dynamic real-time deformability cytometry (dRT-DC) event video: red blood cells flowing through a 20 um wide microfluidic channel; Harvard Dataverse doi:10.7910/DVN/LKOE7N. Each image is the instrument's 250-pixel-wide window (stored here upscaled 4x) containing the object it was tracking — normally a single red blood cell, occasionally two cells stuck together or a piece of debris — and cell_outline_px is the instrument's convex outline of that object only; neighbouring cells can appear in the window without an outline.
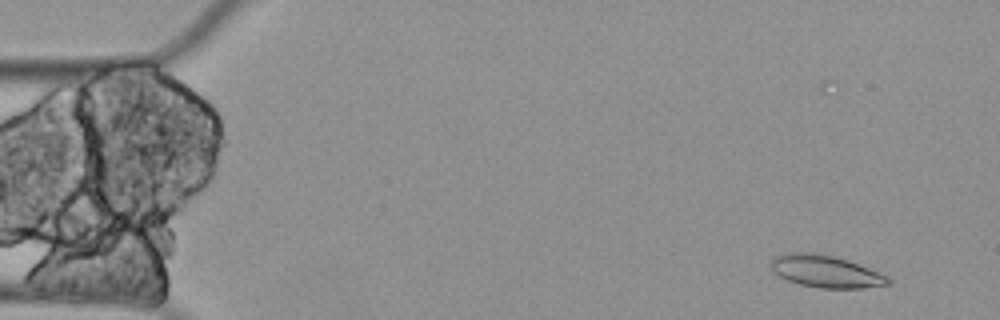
{"species": "Egyptian fruit bat (a non-hibernating species)", "species_latin": "Rousettus aegyptiacus", "temperature_condition": "cold", "stored_images_in_passage": 5, "camera_frame_rate_fps": 3000, "um_per_image_px": 0.085, "animal": {"sex": "female"}, "frame": {"image": 1, "passage_image": 2, "time_ms": 0.333, "image_size_px": [1000, 320], "cell_outline_px": [[892, 284], [864, 288], [820, 288], [800, 284], [788, 280], [772, 272], [768, 264], [776, 256], [784, 252], [812, 252], [832, 256], [848, 260], [888, 276], [892, 280]], "centroid_in_image_um": [70.17, 23.07], "position_along_channel_um": 14.8, "area_um2": 22.14}}
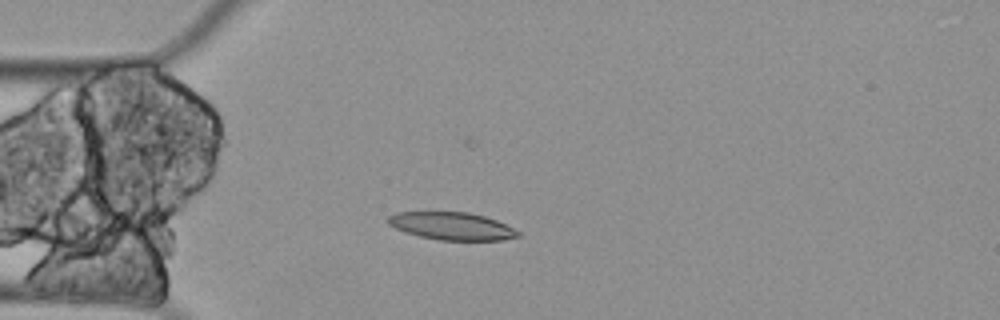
{"frame": {"image": 2, "passage_image": 5, "time_ms": 1.333, "image_size_px": [1000, 320], "cell_outline_px": [[520, 236], [500, 240], [440, 240], [420, 236], [404, 232], [388, 224], [384, 220], [388, 216], [396, 212], [468, 212], [484, 216], [496, 220], [520, 232]], "centroid_in_image_um": [38.35, 19.21], "position_along_channel_um": 46.6, "area_um2": 20.87}}